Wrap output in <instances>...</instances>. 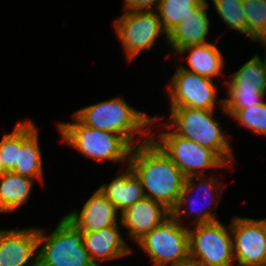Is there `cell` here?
<instances>
[{
    "instance_id": "6da1fadb",
    "label": "cell",
    "mask_w": 266,
    "mask_h": 266,
    "mask_svg": "<svg viewBox=\"0 0 266 266\" xmlns=\"http://www.w3.org/2000/svg\"><path fill=\"white\" fill-rule=\"evenodd\" d=\"M128 165L141 180L145 197L170 211L177 206L186 177L151 139L132 147Z\"/></svg>"
},
{
    "instance_id": "7a4b0ae2",
    "label": "cell",
    "mask_w": 266,
    "mask_h": 266,
    "mask_svg": "<svg viewBox=\"0 0 266 266\" xmlns=\"http://www.w3.org/2000/svg\"><path fill=\"white\" fill-rule=\"evenodd\" d=\"M73 115L86 126L123 136L133 147L150 140L153 116L119 95L82 107Z\"/></svg>"
},
{
    "instance_id": "3957f363",
    "label": "cell",
    "mask_w": 266,
    "mask_h": 266,
    "mask_svg": "<svg viewBox=\"0 0 266 266\" xmlns=\"http://www.w3.org/2000/svg\"><path fill=\"white\" fill-rule=\"evenodd\" d=\"M56 129L61 143L92 161L111 162L112 166L129 163L132 145L121 135L82 124L73 114L72 122L59 121Z\"/></svg>"
},
{
    "instance_id": "277c9868",
    "label": "cell",
    "mask_w": 266,
    "mask_h": 266,
    "mask_svg": "<svg viewBox=\"0 0 266 266\" xmlns=\"http://www.w3.org/2000/svg\"><path fill=\"white\" fill-rule=\"evenodd\" d=\"M169 109L171 113L165 124L176 135L212 149L227 165L235 163L230 136L224 133L221 122L218 121L222 116L216 117V110L190 107Z\"/></svg>"
},
{
    "instance_id": "5b68a950",
    "label": "cell",
    "mask_w": 266,
    "mask_h": 266,
    "mask_svg": "<svg viewBox=\"0 0 266 266\" xmlns=\"http://www.w3.org/2000/svg\"><path fill=\"white\" fill-rule=\"evenodd\" d=\"M158 116L157 114L152 117L150 139L174 162L186 178L208 175L211 169L221 171L222 168H232L233 165H227L212 149L176 135L166 124H158L162 129L157 130V126L154 125L164 118V115ZM205 170L209 173L206 174Z\"/></svg>"
},
{
    "instance_id": "8992f818",
    "label": "cell",
    "mask_w": 266,
    "mask_h": 266,
    "mask_svg": "<svg viewBox=\"0 0 266 266\" xmlns=\"http://www.w3.org/2000/svg\"><path fill=\"white\" fill-rule=\"evenodd\" d=\"M51 233L38 228V266H95L85 249L83 233L64 216Z\"/></svg>"
},
{
    "instance_id": "52a82bcc",
    "label": "cell",
    "mask_w": 266,
    "mask_h": 266,
    "mask_svg": "<svg viewBox=\"0 0 266 266\" xmlns=\"http://www.w3.org/2000/svg\"><path fill=\"white\" fill-rule=\"evenodd\" d=\"M213 175L214 174L211 176L209 175V177L208 175H202L185 178L184 187L180 193L177 206L171 211V214L182 225L185 226L186 224L183 223L184 221H187L185 219L190 218L191 221V217L194 215L195 218L189 223L190 227L198 224L219 221L216 210L220 200L222 199L221 194L223 193L224 185L226 186V184L223 183L219 177L216 178ZM196 196L200 198L199 200H201V202H198V198Z\"/></svg>"
},
{
    "instance_id": "ba28073f",
    "label": "cell",
    "mask_w": 266,
    "mask_h": 266,
    "mask_svg": "<svg viewBox=\"0 0 266 266\" xmlns=\"http://www.w3.org/2000/svg\"><path fill=\"white\" fill-rule=\"evenodd\" d=\"M120 17L113 20V30L121 43L127 62H132L142 51H150L163 35L167 44V33L164 31L156 11H122ZM159 37V38H158Z\"/></svg>"
},
{
    "instance_id": "9c48e42d",
    "label": "cell",
    "mask_w": 266,
    "mask_h": 266,
    "mask_svg": "<svg viewBox=\"0 0 266 266\" xmlns=\"http://www.w3.org/2000/svg\"><path fill=\"white\" fill-rule=\"evenodd\" d=\"M137 247L150 259L152 266H171L190 257L188 226L172 214L146 234Z\"/></svg>"
},
{
    "instance_id": "30bf717a",
    "label": "cell",
    "mask_w": 266,
    "mask_h": 266,
    "mask_svg": "<svg viewBox=\"0 0 266 266\" xmlns=\"http://www.w3.org/2000/svg\"><path fill=\"white\" fill-rule=\"evenodd\" d=\"M175 69L169 83L165 85L170 101L169 108L190 107L206 110L219 108L223 111L222 113L226 114L224 96L218 98L219 86L216 85L214 79L186 71L179 65H176Z\"/></svg>"
},
{
    "instance_id": "8fae6325",
    "label": "cell",
    "mask_w": 266,
    "mask_h": 266,
    "mask_svg": "<svg viewBox=\"0 0 266 266\" xmlns=\"http://www.w3.org/2000/svg\"><path fill=\"white\" fill-rule=\"evenodd\" d=\"M190 258L204 266H235L230 223L221 220L189 227Z\"/></svg>"
},
{
    "instance_id": "7c38bea8",
    "label": "cell",
    "mask_w": 266,
    "mask_h": 266,
    "mask_svg": "<svg viewBox=\"0 0 266 266\" xmlns=\"http://www.w3.org/2000/svg\"><path fill=\"white\" fill-rule=\"evenodd\" d=\"M236 266H266V218H231Z\"/></svg>"
},
{
    "instance_id": "4fadbf2b",
    "label": "cell",
    "mask_w": 266,
    "mask_h": 266,
    "mask_svg": "<svg viewBox=\"0 0 266 266\" xmlns=\"http://www.w3.org/2000/svg\"><path fill=\"white\" fill-rule=\"evenodd\" d=\"M16 228L0 229V266H38V228Z\"/></svg>"
},
{
    "instance_id": "5bb4252c",
    "label": "cell",
    "mask_w": 266,
    "mask_h": 266,
    "mask_svg": "<svg viewBox=\"0 0 266 266\" xmlns=\"http://www.w3.org/2000/svg\"><path fill=\"white\" fill-rule=\"evenodd\" d=\"M64 217L82 232H96L121 225L120 213L98 188L86 199L80 210L74 209Z\"/></svg>"
},
{
    "instance_id": "9a60e30c",
    "label": "cell",
    "mask_w": 266,
    "mask_h": 266,
    "mask_svg": "<svg viewBox=\"0 0 266 266\" xmlns=\"http://www.w3.org/2000/svg\"><path fill=\"white\" fill-rule=\"evenodd\" d=\"M171 215L162 203L144 197L120 213V223L127 237L136 244Z\"/></svg>"
},
{
    "instance_id": "2e32d148",
    "label": "cell",
    "mask_w": 266,
    "mask_h": 266,
    "mask_svg": "<svg viewBox=\"0 0 266 266\" xmlns=\"http://www.w3.org/2000/svg\"><path fill=\"white\" fill-rule=\"evenodd\" d=\"M208 1L204 0L184 20L179 22L167 35V46L175 54L189 45L205 44L211 33L212 17L209 16L210 7ZM211 19V20H210Z\"/></svg>"
},
{
    "instance_id": "e0dca14e",
    "label": "cell",
    "mask_w": 266,
    "mask_h": 266,
    "mask_svg": "<svg viewBox=\"0 0 266 266\" xmlns=\"http://www.w3.org/2000/svg\"><path fill=\"white\" fill-rule=\"evenodd\" d=\"M122 229L121 225H114L96 232H82L85 249L95 266L133 253V246L127 243Z\"/></svg>"
},
{
    "instance_id": "ac0fdd59",
    "label": "cell",
    "mask_w": 266,
    "mask_h": 266,
    "mask_svg": "<svg viewBox=\"0 0 266 266\" xmlns=\"http://www.w3.org/2000/svg\"><path fill=\"white\" fill-rule=\"evenodd\" d=\"M39 134V128L34 121H21V149H18V164L12 172L44 184V162Z\"/></svg>"
},
{
    "instance_id": "d6986e66",
    "label": "cell",
    "mask_w": 266,
    "mask_h": 266,
    "mask_svg": "<svg viewBox=\"0 0 266 266\" xmlns=\"http://www.w3.org/2000/svg\"><path fill=\"white\" fill-rule=\"evenodd\" d=\"M217 46L215 42L189 45L180 49L173 56L179 55L181 61H186L184 62L187 63L186 67L183 64H179L182 69L211 79L219 76V79L220 76L224 77L226 75L224 72L226 61L223 59L224 54ZM183 54L188 55L184 58Z\"/></svg>"
},
{
    "instance_id": "ffe728a7",
    "label": "cell",
    "mask_w": 266,
    "mask_h": 266,
    "mask_svg": "<svg viewBox=\"0 0 266 266\" xmlns=\"http://www.w3.org/2000/svg\"><path fill=\"white\" fill-rule=\"evenodd\" d=\"M120 172V173H119ZM118 174L111 178L109 183H102L98 190L104 194L121 213L126 208L145 197L141 180L127 165L125 169L118 170Z\"/></svg>"
},
{
    "instance_id": "44dd1931",
    "label": "cell",
    "mask_w": 266,
    "mask_h": 266,
    "mask_svg": "<svg viewBox=\"0 0 266 266\" xmlns=\"http://www.w3.org/2000/svg\"><path fill=\"white\" fill-rule=\"evenodd\" d=\"M34 183L32 178L5 172L0 177V214L12 213L28 203Z\"/></svg>"
},
{
    "instance_id": "7402d4cb",
    "label": "cell",
    "mask_w": 266,
    "mask_h": 266,
    "mask_svg": "<svg viewBox=\"0 0 266 266\" xmlns=\"http://www.w3.org/2000/svg\"><path fill=\"white\" fill-rule=\"evenodd\" d=\"M224 79L225 90H261L266 94V67L260 54L255 53L237 71Z\"/></svg>"
},
{
    "instance_id": "603a6c76",
    "label": "cell",
    "mask_w": 266,
    "mask_h": 266,
    "mask_svg": "<svg viewBox=\"0 0 266 266\" xmlns=\"http://www.w3.org/2000/svg\"><path fill=\"white\" fill-rule=\"evenodd\" d=\"M204 0H161L156 10L164 31L168 34Z\"/></svg>"
},
{
    "instance_id": "cb8c5ba5",
    "label": "cell",
    "mask_w": 266,
    "mask_h": 266,
    "mask_svg": "<svg viewBox=\"0 0 266 266\" xmlns=\"http://www.w3.org/2000/svg\"><path fill=\"white\" fill-rule=\"evenodd\" d=\"M212 2L216 15L230 30L247 38V19L242 0H207Z\"/></svg>"
},
{
    "instance_id": "d4e9b609",
    "label": "cell",
    "mask_w": 266,
    "mask_h": 266,
    "mask_svg": "<svg viewBox=\"0 0 266 266\" xmlns=\"http://www.w3.org/2000/svg\"><path fill=\"white\" fill-rule=\"evenodd\" d=\"M247 19V38L256 42L266 33V0H242Z\"/></svg>"
},
{
    "instance_id": "484cf974",
    "label": "cell",
    "mask_w": 266,
    "mask_h": 266,
    "mask_svg": "<svg viewBox=\"0 0 266 266\" xmlns=\"http://www.w3.org/2000/svg\"><path fill=\"white\" fill-rule=\"evenodd\" d=\"M231 118L250 132L266 136V99L255 106L239 109Z\"/></svg>"
},
{
    "instance_id": "4316f807",
    "label": "cell",
    "mask_w": 266,
    "mask_h": 266,
    "mask_svg": "<svg viewBox=\"0 0 266 266\" xmlns=\"http://www.w3.org/2000/svg\"><path fill=\"white\" fill-rule=\"evenodd\" d=\"M224 110L230 118L239 110L255 106L265 100L261 90H225Z\"/></svg>"
},
{
    "instance_id": "83f0119b",
    "label": "cell",
    "mask_w": 266,
    "mask_h": 266,
    "mask_svg": "<svg viewBox=\"0 0 266 266\" xmlns=\"http://www.w3.org/2000/svg\"><path fill=\"white\" fill-rule=\"evenodd\" d=\"M18 149H21V121L0 140V154L7 172H12L18 164Z\"/></svg>"
},
{
    "instance_id": "f1b7e54d",
    "label": "cell",
    "mask_w": 266,
    "mask_h": 266,
    "mask_svg": "<svg viewBox=\"0 0 266 266\" xmlns=\"http://www.w3.org/2000/svg\"><path fill=\"white\" fill-rule=\"evenodd\" d=\"M161 0H123V11H156Z\"/></svg>"
},
{
    "instance_id": "f546056e",
    "label": "cell",
    "mask_w": 266,
    "mask_h": 266,
    "mask_svg": "<svg viewBox=\"0 0 266 266\" xmlns=\"http://www.w3.org/2000/svg\"><path fill=\"white\" fill-rule=\"evenodd\" d=\"M171 266H204V265L198 260L189 257L188 259L183 260L182 262Z\"/></svg>"
},
{
    "instance_id": "4dcf8cb0",
    "label": "cell",
    "mask_w": 266,
    "mask_h": 266,
    "mask_svg": "<svg viewBox=\"0 0 266 266\" xmlns=\"http://www.w3.org/2000/svg\"><path fill=\"white\" fill-rule=\"evenodd\" d=\"M256 43L260 47H262L264 49V51H265V53H263L264 54V57L261 56V58L263 59L264 64H265V67H266V50H265L266 49V40H257Z\"/></svg>"
},
{
    "instance_id": "1f68e13d",
    "label": "cell",
    "mask_w": 266,
    "mask_h": 266,
    "mask_svg": "<svg viewBox=\"0 0 266 266\" xmlns=\"http://www.w3.org/2000/svg\"><path fill=\"white\" fill-rule=\"evenodd\" d=\"M7 172L4 168V164H3V161H2V157H1V154H0V177L5 173Z\"/></svg>"
},
{
    "instance_id": "d6a6232c",
    "label": "cell",
    "mask_w": 266,
    "mask_h": 266,
    "mask_svg": "<svg viewBox=\"0 0 266 266\" xmlns=\"http://www.w3.org/2000/svg\"><path fill=\"white\" fill-rule=\"evenodd\" d=\"M258 40H266V33L264 34V36Z\"/></svg>"
}]
</instances>
